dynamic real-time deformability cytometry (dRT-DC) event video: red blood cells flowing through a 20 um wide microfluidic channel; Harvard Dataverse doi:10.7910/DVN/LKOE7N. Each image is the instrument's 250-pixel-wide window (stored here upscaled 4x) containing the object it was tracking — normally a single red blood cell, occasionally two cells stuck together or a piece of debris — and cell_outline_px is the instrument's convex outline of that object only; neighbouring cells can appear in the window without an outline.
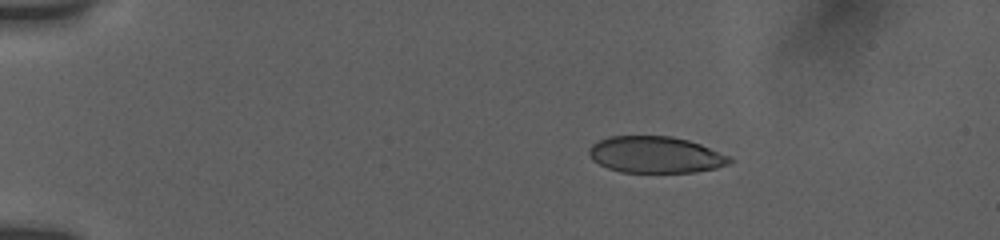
{"species": "human", "species_latin": "Homo sapiens", "temperature_condition": "room temperature", "stored_images_in_passage": 7, "camera_frame_rate_fps": 3000, "um_per_image_px": 0.085, "donor": {"sex": "female"}, "frame": {"image": 1, "passage_image": 3, "time_ms": 2.0, "image_size_px": [1000, 240], "cell_outline_px": [[732, 160], [728, 164], [716, 168], [696, 172], [620, 172], [608, 168], [592, 160], [588, 152], [588, 148], [592, 144], [600, 140], [612, 136], [672, 136], [688, 140], [700, 144], [728, 156]], "centroid_in_image_um": [55.69, 13.15], "position_along_channel_um": 29.3, "area_um2": 29.77}}
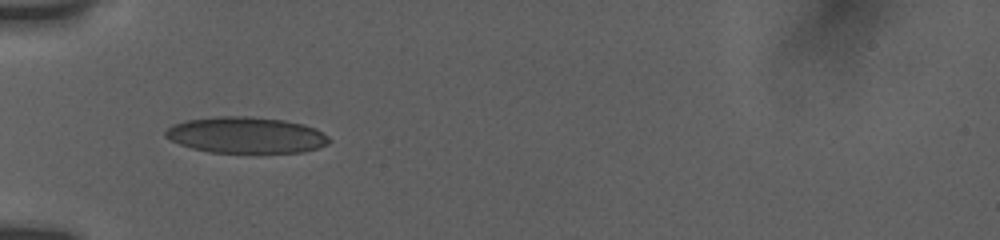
{"frame": {"image": 2, "passage_image": 6, "time_ms": 5.0, "image_size_px": [1000, 240], "cell_outline_px": [[332, 140], [328, 144], [304, 152], [208, 152], [192, 148], [180, 144], [164, 136], [164, 132], [172, 124], [188, 120], [216, 116], [248, 116], [284, 120], [304, 124], [316, 128], [328, 136]], "centroid_in_image_um": [20.93, 11.47], "position_along_channel_um": 64.1, "area_um2": 34.51}}
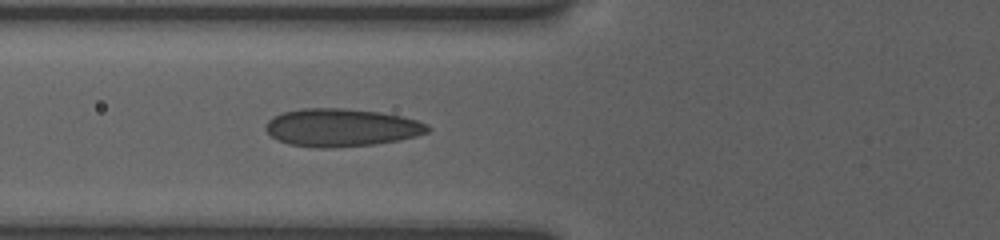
{"frame": {"image": 3, "passage_image": 7, "time_ms": 6.0, "image_size_px": [1000, 240], "cell_outline_px": [[432, 128], [428, 132], [416, 136], [400, 140], [372, 144], [332, 148], [316, 148], [288, 144], [272, 136], [264, 128], [268, 120], [272, 116], [284, 112], [300, 108], [340, 108], [380, 112], [400, 116], [416, 120], [428, 124]], "centroid_in_image_um": [29.01, 10.84], "position_along_channel_um": 96.8, "area_um2": 35.78}}